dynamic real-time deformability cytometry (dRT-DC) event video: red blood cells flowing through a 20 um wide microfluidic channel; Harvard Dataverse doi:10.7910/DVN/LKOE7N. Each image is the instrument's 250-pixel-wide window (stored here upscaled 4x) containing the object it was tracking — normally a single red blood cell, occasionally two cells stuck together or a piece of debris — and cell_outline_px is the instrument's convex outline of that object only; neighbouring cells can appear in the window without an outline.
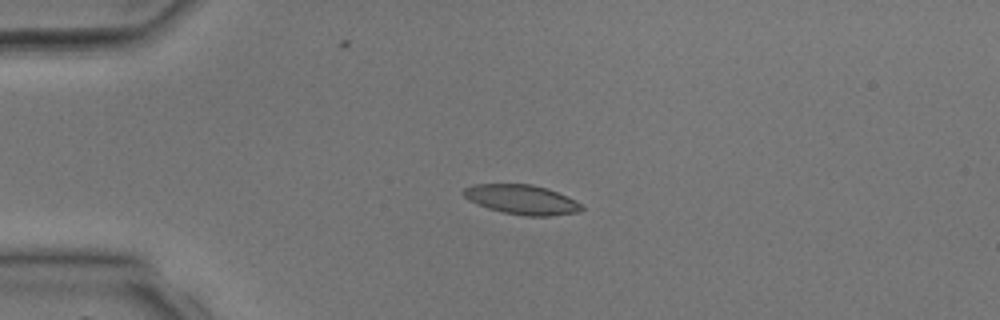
{"species": "common noctule bat (a hibernating species)", "species_latin": "Nyctalus noctula", "temperature_condition": "room temperature", "stored_images_in_passage": 3, "camera_frame_rate_fps": 3000, "um_per_image_px": 0.085, "animal": {"sex": "male", "body_mass_g": 17.9, "forearm_length_mm": 54.2}, "frame": {"image": 1, "passage_image": 2, "time_ms": 1.667, "image_size_px": [1000, 320], "cell_outline_px": [[584, 208], [580, 212], [548, 216], [524, 216], [504, 212], [488, 208], [476, 204], [468, 200], [460, 192], [464, 188], [476, 184], [532, 184], [548, 188], [568, 196], [576, 200]], "centroid_in_image_um": [44.35, 16.96], "position_along_channel_um": 40.6, "area_um2": 20.52}}